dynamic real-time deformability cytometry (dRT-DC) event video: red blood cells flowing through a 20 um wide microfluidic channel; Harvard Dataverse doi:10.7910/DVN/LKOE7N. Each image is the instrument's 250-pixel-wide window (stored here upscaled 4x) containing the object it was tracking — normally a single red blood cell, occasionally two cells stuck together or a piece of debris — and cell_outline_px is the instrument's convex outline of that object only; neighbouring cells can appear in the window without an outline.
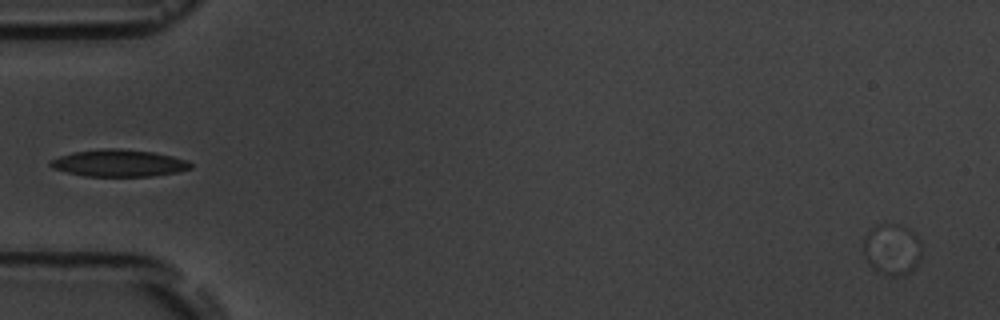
{"species": "common noctule bat (a hibernating species)", "species_latin": "Nyctalus noctula", "temperature_condition": "room temperature", "stored_images_in_passage": 3, "camera_frame_rate_fps": 3000, "um_per_image_px": 0.085, "animal": {"sex": "male", "body_mass_g": 19.5, "forearm_length_mm": 54.6}, "frame": {"image": 1, "passage_image": 1, "time_ms": 0.0, "image_size_px": [1000, 320], "cell_outline_px": [[920, 260], [908, 272], [900, 276], [888, 276], [872, 268], [868, 264], [864, 256], [864, 236], [868, 228], [876, 224], [900, 224], [908, 228], [920, 240]], "centroid_in_image_um": [75.77, 21.17], "position_along_channel_um": 9.2, "area_um2": 17.51}}